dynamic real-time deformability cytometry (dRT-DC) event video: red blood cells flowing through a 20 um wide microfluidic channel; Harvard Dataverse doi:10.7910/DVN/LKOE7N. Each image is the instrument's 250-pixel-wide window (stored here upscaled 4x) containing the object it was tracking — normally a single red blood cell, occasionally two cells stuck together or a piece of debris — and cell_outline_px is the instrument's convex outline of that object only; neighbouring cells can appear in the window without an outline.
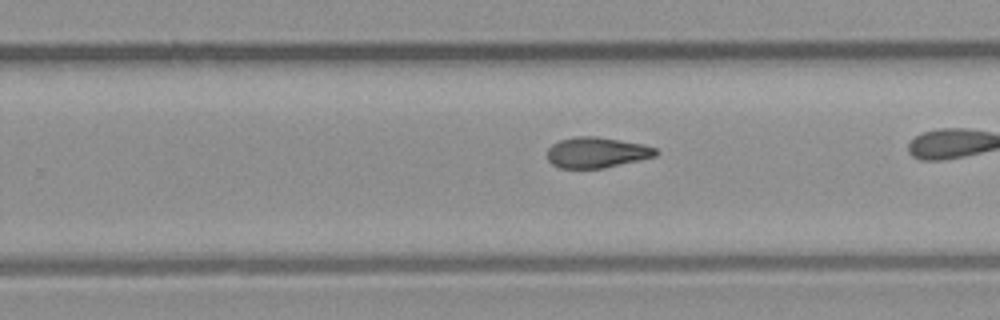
{"species": "common noctule bat (a hibernating species)", "species_latin": "Nyctalus noctula", "temperature_condition": "room temperature", "stored_images_in_passage": 25, "camera_frame_rate_fps": 3000, "um_per_image_px": 0.085, "animal": {"sex": "male", "body_mass_g": 23.1, "forearm_length_mm": 52.7}, "frame": {"image": 1, "passage_image": 18, "time_ms": 5.667, "image_size_px": [1000, 320], "cell_outline_px": [[660, 152], [656, 156], [604, 168], [560, 168], [552, 164], [548, 160], [548, 148], [552, 144], [560, 140], [576, 136], [596, 136], [644, 144], [656, 148]], "centroid_in_image_um": [50.73, 12.96], "position_along_channel_um": 279.1, "area_um2": 19.42}}